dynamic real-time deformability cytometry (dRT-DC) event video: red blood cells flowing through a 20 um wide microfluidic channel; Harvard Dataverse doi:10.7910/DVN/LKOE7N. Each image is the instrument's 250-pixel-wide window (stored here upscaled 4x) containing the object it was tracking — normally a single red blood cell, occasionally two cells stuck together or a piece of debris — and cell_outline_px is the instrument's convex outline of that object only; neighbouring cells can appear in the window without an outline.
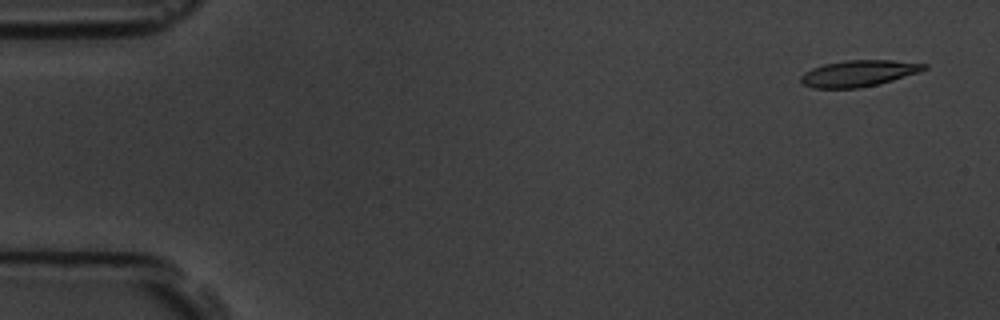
{"species": "common noctule bat (a hibernating species)", "species_latin": "Nyctalus noctula", "temperature_condition": "room temperature", "stored_images_in_passage": 4, "camera_frame_rate_fps": 3000, "um_per_image_px": 0.085, "animal": {"sex": "male", "body_mass_g": 19.5, "forearm_length_mm": 54.6}, "frame": {"image": 1, "passage_image": 1, "time_ms": 0.0, "image_size_px": [1000, 320], "cell_outline_px": [[928, 68], [920, 72], [880, 84], [860, 88], [812, 88], [804, 84], [800, 80], [800, 76], [804, 72], [812, 68], [824, 64], [844, 60], [892, 60], [928, 64]], "centroid_in_image_um": [73.0, 6.23], "position_along_channel_um": 12.0, "area_um2": 19.07}}